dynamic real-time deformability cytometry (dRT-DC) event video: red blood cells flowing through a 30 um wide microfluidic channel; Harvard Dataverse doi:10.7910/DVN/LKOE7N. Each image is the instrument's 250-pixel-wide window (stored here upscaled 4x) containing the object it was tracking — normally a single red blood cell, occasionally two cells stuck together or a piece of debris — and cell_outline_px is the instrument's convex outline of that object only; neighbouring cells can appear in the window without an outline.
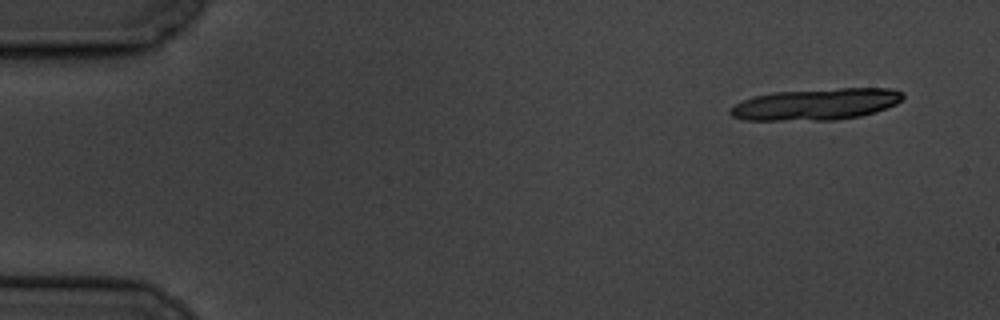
{"species": "common noctule bat (a hibernating species)", "species_latin": "Nyctalus noctula", "temperature_condition": "cold", "stored_images_in_passage": 5, "camera_frame_rate_fps": 3000, "um_per_image_px": 0.085, "animal": {"sex": "male", "body_mass_g": 19.5, "forearm_length_mm": 54.6}, "frame": {"image": 1, "passage_image": 1, "time_ms": 0.0, "image_size_px": [1000, 320], "cell_outline_px": [[904, 96], [896, 104], [860, 116], [836, 120], [744, 120], [732, 116], [728, 112], [736, 104], [752, 96], [772, 92], [840, 88], [892, 88], [904, 92]], "centroid_in_image_um": [69.36, 8.85], "position_along_channel_um": 15.6, "area_um2": 31.67}}